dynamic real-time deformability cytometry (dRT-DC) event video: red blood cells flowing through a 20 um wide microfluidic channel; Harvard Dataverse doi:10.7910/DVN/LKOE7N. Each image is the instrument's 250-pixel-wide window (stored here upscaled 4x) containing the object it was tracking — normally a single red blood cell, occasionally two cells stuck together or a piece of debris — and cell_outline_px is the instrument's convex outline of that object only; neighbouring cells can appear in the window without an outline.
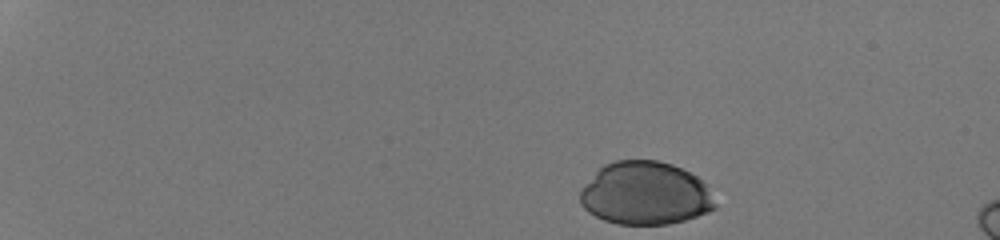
{"species": "human", "species_latin": "Homo sapiens", "temperature_condition": "room temperature", "stored_images_in_passage": 37, "camera_frame_rate_fps": 3000, "um_per_image_px": 0.085, "donor": {"sex": "male"}, "frame": {"image": 1, "passage_image": 1, "time_ms": 0.0, "image_size_px": [1000, 240], "cell_outline_px": [[716, 208], [708, 212], [684, 220], [668, 224], [616, 224], [604, 220], [588, 212], [580, 204], [580, 188], [604, 164], [616, 160], [656, 160], [672, 164], [696, 176], [708, 184], [716, 204]], "centroid_in_image_um": [54.85, 16.44], "position_along_channel_um": 30.1, "area_um2": 49.82}}
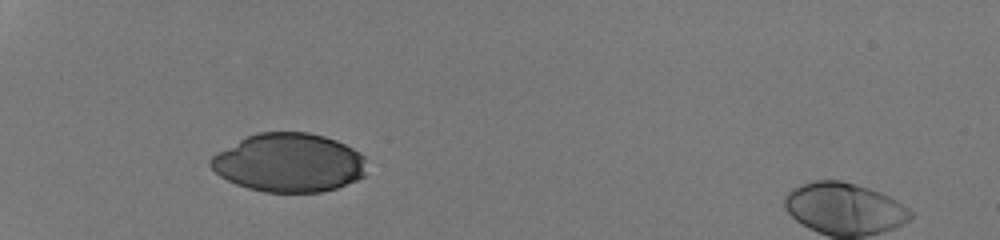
{"frame": {"image": 2, "passage_image": 11, "time_ms": 3.333, "image_size_px": [1000, 240], "cell_outline_px": [[368, 160], [364, 176], [356, 180], [336, 188], [320, 192], [264, 192], [248, 188], [236, 184], [220, 176], [208, 164], [208, 160], [212, 156], [240, 140], [248, 136], [260, 132], [308, 132], [324, 136], [336, 140], [352, 148], [364, 156]], "centroid_in_image_um": [24.59, 13.83], "position_along_channel_um": 60.4, "area_um2": 53.29}}
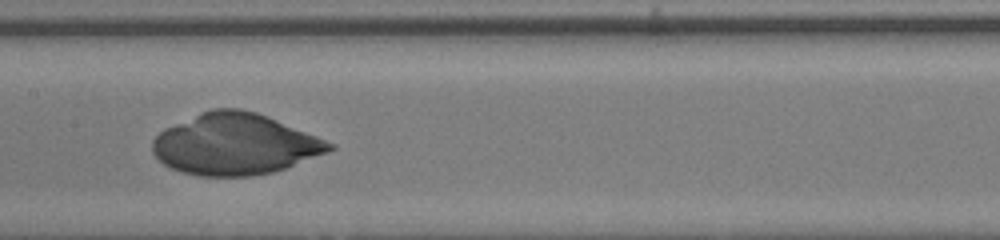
{"frame": {"image": 3, "passage_image": 22, "time_ms": 7.0, "image_size_px": [1000, 240], "cell_outline_px": [[336, 148], [328, 152], [284, 168], [272, 172], [252, 176], [200, 176], [180, 172], [164, 164], [152, 152], [152, 140], [164, 128], [212, 108], [240, 108], [256, 112], [336, 144]], "centroid_in_image_um": [19.95, 12.26], "position_along_channel_um": 187.4, "area_um2": 62.71}}